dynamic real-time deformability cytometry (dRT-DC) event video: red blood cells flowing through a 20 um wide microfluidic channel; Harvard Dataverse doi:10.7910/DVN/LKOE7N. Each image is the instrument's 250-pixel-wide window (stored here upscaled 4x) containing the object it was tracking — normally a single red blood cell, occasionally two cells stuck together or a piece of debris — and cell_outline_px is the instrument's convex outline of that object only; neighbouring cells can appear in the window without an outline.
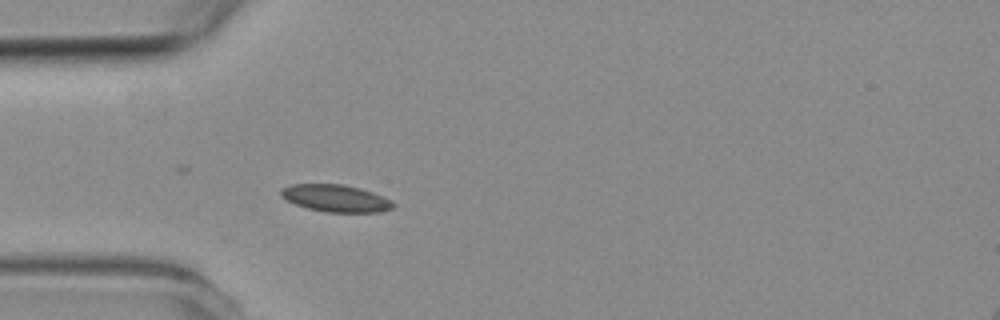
{"species": "common noctule bat (a hibernating species)", "species_latin": "Nyctalus noctula", "temperature_condition": "room temperature", "stored_images_in_passage": 5, "camera_frame_rate_fps": 3000, "um_per_image_px": 0.085, "animal": {"sex": "female", "body_mass_g": 19.3, "forearm_length_mm": 54.1}, "frame": {"image": 1, "passage_image": 5, "time_ms": 4.667, "image_size_px": [1000, 320], "cell_outline_px": [[396, 204], [392, 208], [380, 212], [324, 212], [308, 208], [296, 204], [280, 196], [280, 188], [292, 184], [344, 184], [360, 188], [372, 192], [392, 200]], "centroid_in_image_um": [28.54, 16.85], "position_along_channel_um": 56.5, "area_um2": 17.8}}